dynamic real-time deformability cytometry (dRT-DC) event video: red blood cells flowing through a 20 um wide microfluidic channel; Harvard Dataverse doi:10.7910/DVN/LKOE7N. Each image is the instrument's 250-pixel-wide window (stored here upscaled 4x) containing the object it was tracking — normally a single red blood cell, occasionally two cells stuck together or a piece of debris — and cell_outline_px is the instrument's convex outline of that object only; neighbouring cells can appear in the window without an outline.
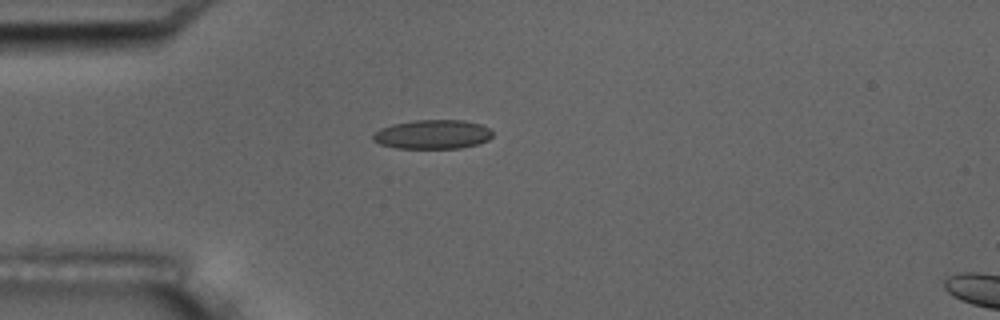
{"species": "common noctule bat (a hibernating species)", "species_latin": "Nyctalus noctula", "temperature_condition": "room temperature", "stored_images_in_passage": 5, "camera_frame_rate_fps": 3000, "um_per_image_px": 0.085, "animal": {"sex": "male", "body_mass_g": 17.5, "forearm_length_mm": 52.3}, "frame": {"image": 1, "passage_image": 5, "time_ms": 4.667, "image_size_px": [1000, 320], "cell_outline_px": [[492, 136], [488, 140], [476, 144], [460, 148], [396, 148], [380, 144], [372, 140], [372, 136], [380, 128], [392, 124], [416, 120], [464, 120], [480, 124], [488, 128], [492, 132]], "centroid_in_image_um": [36.75, 11.42], "position_along_channel_um": 48.2, "area_um2": 20.23}}